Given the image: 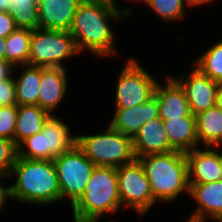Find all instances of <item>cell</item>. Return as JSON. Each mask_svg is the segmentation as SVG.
<instances>
[{
    "instance_id": "6da1fadb",
    "label": "cell",
    "mask_w": 222,
    "mask_h": 222,
    "mask_svg": "<svg viewBox=\"0 0 222 222\" xmlns=\"http://www.w3.org/2000/svg\"><path fill=\"white\" fill-rule=\"evenodd\" d=\"M132 8H117L112 3L83 0L69 29L79 53L87 51L95 58L99 56L105 59L118 56L120 52L115 42L116 33L111 24L131 17Z\"/></svg>"
},
{
    "instance_id": "7a4b0ae2",
    "label": "cell",
    "mask_w": 222,
    "mask_h": 222,
    "mask_svg": "<svg viewBox=\"0 0 222 222\" xmlns=\"http://www.w3.org/2000/svg\"><path fill=\"white\" fill-rule=\"evenodd\" d=\"M14 183L6 186L7 201L22 204L49 206L61 203V192L53 160L17 157L7 180Z\"/></svg>"
},
{
    "instance_id": "3957f363",
    "label": "cell",
    "mask_w": 222,
    "mask_h": 222,
    "mask_svg": "<svg viewBox=\"0 0 222 222\" xmlns=\"http://www.w3.org/2000/svg\"><path fill=\"white\" fill-rule=\"evenodd\" d=\"M138 159L149 180L151 193L158 203L170 204L185 192L189 197L188 162L184 152L147 154Z\"/></svg>"
},
{
    "instance_id": "277c9868",
    "label": "cell",
    "mask_w": 222,
    "mask_h": 222,
    "mask_svg": "<svg viewBox=\"0 0 222 222\" xmlns=\"http://www.w3.org/2000/svg\"><path fill=\"white\" fill-rule=\"evenodd\" d=\"M116 168L95 166L85 191L71 207L73 222H100L121 210Z\"/></svg>"
},
{
    "instance_id": "5b68a950",
    "label": "cell",
    "mask_w": 222,
    "mask_h": 222,
    "mask_svg": "<svg viewBox=\"0 0 222 222\" xmlns=\"http://www.w3.org/2000/svg\"><path fill=\"white\" fill-rule=\"evenodd\" d=\"M76 145L95 166L118 168L136 159L133 138L110 125L101 133L76 135Z\"/></svg>"
},
{
    "instance_id": "8992f818",
    "label": "cell",
    "mask_w": 222,
    "mask_h": 222,
    "mask_svg": "<svg viewBox=\"0 0 222 222\" xmlns=\"http://www.w3.org/2000/svg\"><path fill=\"white\" fill-rule=\"evenodd\" d=\"M69 31L38 28L32 32L28 64L41 67H63L66 60L79 55Z\"/></svg>"
},
{
    "instance_id": "52a82bcc",
    "label": "cell",
    "mask_w": 222,
    "mask_h": 222,
    "mask_svg": "<svg viewBox=\"0 0 222 222\" xmlns=\"http://www.w3.org/2000/svg\"><path fill=\"white\" fill-rule=\"evenodd\" d=\"M118 74L115 87L114 109H125L144 104L154 96L158 79L152 76L142 64L128 57Z\"/></svg>"
},
{
    "instance_id": "ba28073f",
    "label": "cell",
    "mask_w": 222,
    "mask_h": 222,
    "mask_svg": "<svg viewBox=\"0 0 222 222\" xmlns=\"http://www.w3.org/2000/svg\"><path fill=\"white\" fill-rule=\"evenodd\" d=\"M53 163L58 176L61 202L68 200L72 207L84 193L95 165L76 144L55 157Z\"/></svg>"
},
{
    "instance_id": "9c48e42d",
    "label": "cell",
    "mask_w": 222,
    "mask_h": 222,
    "mask_svg": "<svg viewBox=\"0 0 222 222\" xmlns=\"http://www.w3.org/2000/svg\"><path fill=\"white\" fill-rule=\"evenodd\" d=\"M118 189L123 210H132L141 218L158 202L150 190V183L139 159L116 168Z\"/></svg>"
},
{
    "instance_id": "30bf717a",
    "label": "cell",
    "mask_w": 222,
    "mask_h": 222,
    "mask_svg": "<svg viewBox=\"0 0 222 222\" xmlns=\"http://www.w3.org/2000/svg\"><path fill=\"white\" fill-rule=\"evenodd\" d=\"M172 77L183 88L193 115L216 105L218 82L203 74L194 65L188 74L186 72L178 77Z\"/></svg>"
},
{
    "instance_id": "8fae6325",
    "label": "cell",
    "mask_w": 222,
    "mask_h": 222,
    "mask_svg": "<svg viewBox=\"0 0 222 222\" xmlns=\"http://www.w3.org/2000/svg\"><path fill=\"white\" fill-rule=\"evenodd\" d=\"M189 185V196L197 205L186 222H222V180Z\"/></svg>"
},
{
    "instance_id": "7c38bea8",
    "label": "cell",
    "mask_w": 222,
    "mask_h": 222,
    "mask_svg": "<svg viewBox=\"0 0 222 222\" xmlns=\"http://www.w3.org/2000/svg\"><path fill=\"white\" fill-rule=\"evenodd\" d=\"M67 68L63 67H41L40 86L38 95V106L49 112L51 115L59 107L68 92Z\"/></svg>"
},
{
    "instance_id": "4fadbf2b",
    "label": "cell",
    "mask_w": 222,
    "mask_h": 222,
    "mask_svg": "<svg viewBox=\"0 0 222 222\" xmlns=\"http://www.w3.org/2000/svg\"><path fill=\"white\" fill-rule=\"evenodd\" d=\"M189 183H209L220 180L222 151L200 146L185 153Z\"/></svg>"
},
{
    "instance_id": "5bb4252c",
    "label": "cell",
    "mask_w": 222,
    "mask_h": 222,
    "mask_svg": "<svg viewBox=\"0 0 222 222\" xmlns=\"http://www.w3.org/2000/svg\"><path fill=\"white\" fill-rule=\"evenodd\" d=\"M164 84L156 85L154 96L159 105V117L162 121L185 116H195L191 113L185 92L180 84L171 76H165Z\"/></svg>"
},
{
    "instance_id": "9a60e30c",
    "label": "cell",
    "mask_w": 222,
    "mask_h": 222,
    "mask_svg": "<svg viewBox=\"0 0 222 222\" xmlns=\"http://www.w3.org/2000/svg\"><path fill=\"white\" fill-rule=\"evenodd\" d=\"M83 0H39V28L69 31L74 14Z\"/></svg>"
},
{
    "instance_id": "2e32d148",
    "label": "cell",
    "mask_w": 222,
    "mask_h": 222,
    "mask_svg": "<svg viewBox=\"0 0 222 222\" xmlns=\"http://www.w3.org/2000/svg\"><path fill=\"white\" fill-rule=\"evenodd\" d=\"M108 124L118 132L133 138L148 120L159 117V105L155 96L144 104L125 109H114Z\"/></svg>"
},
{
    "instance_id": "e0dca14e",
    "label": "cell",
    "mask_w": 222,
    "mask_h": 222,
    "mask_svg": "<svg viewBox=\"0 0 222 222\" xmlns=\"http://www.w3.org/2000/svg\"><path fill=\"white\" fill-rule=\"evenodd\" d=\"M133 149L136 158L147 154L175 151L169 143L160 117L148 120L133 137Z\"/></svg>"
},
{
    "instance_id": "ac0fdd59",
    "label": "cell",
    "mask_w": 222,
    "mask_h": 222,
    "mask_svg": "<svg viewBox=\"0 0 222 222\" xmlns=\"http://www.w3.org/2000/svg\"><path fill=\"white\" fill-rule=\"evenodd\" d=\"M42 133H44L46 160H53L76 144V134L72 135L70 125L57 114L49 117Z\"/></svg>"
},
{
    "instance_id": "d6986e66",
    "label": "cell",
    "mask_w": 222,
    "mask_h": 222,
    "mask_svg": "<svg viewBox=\"0 0 222 222\" xmlns=\"http://www.w3.org/2000/svg\"><path fill=\"white\" fill-rule=\"evenodd\" d=\"M170 146L184 153L200 147L196 133L195 116L179 117L163 121Z\"/></svg>"
},
{
    "instance_id": "ffe728a7",
    "label": "cell",
    "mask_w": 222,
    "mask_h": 222,
    "mask_svg": "<svg viewBox=\"0 0 222 222\" xmlns=\"http://www.w3.org/2000/svg\"><path fill=\"white\" fill-rule=\"evenodd\" d=\"M15 70H22L17 78L15 75L19 71L16 73ZM13 73L16 105H38L40 66L29 64L15 66Z\"/></svg>"
},
{
    "instance_id": "44dd1931",
    "label": "cell",
    "mask_w": 222,
    "mask_h": 222,
    "mask_svg": "<svg viewBox=\"0 0 222 222\" xmlns=\"http://www.w3.org/2000/svg\"><path fill=\"white\" fill-rule=\"evenodd\" d=\"M51 114L38 105L17 106L14 142L17 146L28 137L42 131Z\"/></svg>"
},
{
    "instance_id": "7402d4cb",
    "label": "cell",
    "mask_w": 222,
    "mask_h": 222,
    "mask_svg": "<svg viewBox=\"0 0 222 222\" xmlns=\"http://www.w3.org/2000/svg\"><path fill=\"white\" fill-rule=\"evenodd\" d=\"M199 146H210L222 130V109L211 107L195 115Z\"/></svg>"
},
{
    "instance_id": "603a6c76",
    "label": "cell",
    "mask_w": 222,
    "mask_h": 222,
    "mask_svg": "<svg viewBox=\"0 0 222 222\" xmlns=\"http://www.w3.org/2000/svg\"><path fill=\"white\" fill-rule=\"evenodd\" d=\"M32 32L30 29L17 28L5 38V61L14 67L28 64Z\"/></svg>"
},
{
    "instance_id": "cb8c5ba5",
    "label": "cell",
    "mask_w": 222,
    "mask_h": 222,
    "mask_svg": "<svg viewBox=\"0 0 222 222\" xmlns=\"http://www.w3.org/2000/svg\"><path fill=\"white\" fill-rule=\"evenodd\" d=\"M39 0H7V12L17 28L36 30L39 28Z\"/></svg>"
},
{
    "instance_id": "d4e9b609",
    "label": "cell",
    "mask_w": 222,
    "mask_h": 222,
    "mask_svg": "<svg viewBox=\"0 0 222 222\" xmlns=\"http://www.w3.org/2000/svg\"><path fill=\"white\" fill-rule=\"evenodd\" d=\"M205 50L192 64L213 81L222 82V39Z\"/></svg>"
},
{
    "instance_id": "484cf974",
    "label": "cell",
    "mask_w": 222,
    "mask_h": 222,
    "mask_svg": "<svg viewBox=\"0 0 222 222\" xmlns=\"http://www.w3.org/2000/svg\"><path fill=\"white\" fill-rule=\"evenodd\" d=\"M143 4L165 23L184 21L187 17L185 0H146Z\"/></svg>"
},
{
    "instance_id": "4316f807",
    "label": "cell",
    "mask_w": 222,
    "mask_h": 222,
    "mask_svg": "<svg viewBox=\"0 0 222 222\" xmlns=\"http://www.w3.org/2000/svg\"><path fill=\"white\" fill-rule=\"evenodd\" d=\"M17 147L19 157L46 160L44 133L42 131L23 140Z\"/></svg>"
},
{
    "instance_id": "83f0119b",
    "label": "cell",
    "mask_w": 222,
    "mask_h": 222,
    "mask_svg": "<svg viewBox=\"0 0 222 222\" xmlns=\"http://www.w3.org/2000/svg\"><path fill=\"white\" fill-rule=\"evenodd\" d=\"M17 157V144L10 139L0 137V176L7 179Z\"/></svg>"
},
{
    "instance_id": "f1b7e54d",
    "label": "cell",
    "mask_w": 222,
    "mask_h": 222,
    "mask_svg": "<svg viewBox=\"0 0 222 222\" xmlns=\"http://www.w3.org/2000/svg\"><path fill=\"white\" fill-rule=\"evenodd\" d=\"M17 105L0 107V137L14 141Z\"/></svg>"
},
{
    "instance_id": "f546056e",
    "label": "cell",
    "mask_w": 222,
    "mask_h": 222,
    "mask_svg": "<svg viewBox=\"0 0 222 222\" xmlns=\"http://www.w3.org/2000/svg\"><path fill=\"white\" fill-rule=\"evenodd\" d=\"M16 105L15 81L13 76L8 80H0V107Z\"/></svg>"
},
{
    "instance_id": "4dcf8cb0",
    "label": "cell",
    "mask_w": 222,
    "mask_h": 222,
    "mask_svg": "<svg viewBox=\"0 0 222 222\" xmlns=\"http://www.w3.org/2000/svg\"><path fill=\"white\" fill-rule=\"evenodd\" d=\"M17 29L9 12H0V37L6 38Z\"/></svg>"
},
{
    "instance_id": "1f68e13d",
    "label": "cell",
    "mask_w": 222,
    "mask_h": 222,
    "mask_svg": "<svg viewBox=\"0 0 222 222\" xmlns=\"http://www.w3.org/2000/svg\"><path fill=\"white\" fill-rule=\"evenodd\" d=\"M14 66L5 60H0V80H8L13 76Z\"/></svg>"
},
{
    "instance_id": "d6a6232c",
    "label": "cell",
    "mask_w": 222,
    "mask_h": 222,
    "mask_svg": "<svg viewBox=\"0 0 222 222\" xmlns=\"http://www.w3.org/2000/svg\"><path fill=\"white\" fill-rule=\"evenodd\" d=\"M0 180H2V182H3V180H5V178L4 177H2V176H0ZM1 181H0V212L2 211V209L4 208V207H6L5 205V203H6V201H7V196H6V186H5V184L4 183H2ZM2 184H4V185H2Z\"/></svg>"
},
{
    "instance_id": "836d02e7",
    "label": "cell",
    "mask_w": 222,
    "mask_h": 222,
    "mask_svg": "<svg viewBox=\"0 0 222 222\" xmlns=\"http://www.w3.org/2000/svg\"><path fill=\"white\" fill-rule=\"evenodd\" d=\"M187 3V7H198L202 5H211L213 1L215 2L216 0H185Z\"/></svg>"
},
{
    "instance_id": "e575fe53",
    "label": "cell",
    "mask_w": 222,
    "mask_h": 222,
    "mask_svg": "<svg viewBox=\"0 0 222 222\" xmlns=\"http://www.w3.org/2000/svg\"><path fill=\"white\" fill-rule=\"evenodd\" d=\"M216 106L222 109V82L218 83L216 92Z\"/></svg>"
},
{
    "instance_id": "d590c367",
    "label": "cell",
    "mask_w": 222,
    "mask_h": 222,
    "mask_svg": "<svg viewBox=\"0 0 222 222\" xmlns=\"http://www.w3.org/2000/svg\"><path fill=\"white\" fill-rule=\"evenodd\" d=\"M209 147L222 151V130L218 138Z\"/></svg>"
},
{
    "instance_id": "8d00e7d4",
    "label": "cell",
    "mask_w": 222,
    "mask_h": 222,
    "mask_svg": "<svg viewBox=\"0 0 222 222\" xmlns=\"http://www.w3.org/2000/svg\"><path fill=\"white\" fill-rule=\"evenodd\" d=\"M4 42L5 38L0 37V60H5Z\"/></svg>"
},
{
    "instance_id": "74e56055",
    "label": "cell",
    "mask_w": 222,
    "mask_h": 222,
    "mask_svg": "<svg viewBox=\"0 0 222 222\" xmlns=\"http://www.w3.org/2000/svg\"><path fill=\"white\" fill-rule=\"evenodd\" d=\"M0 12H7V0H0Z\"/></svg>"
},
{
    "instance_id": "f35d334b",
    "label": "cell",
    "mask_w": 222,
    "mask_h": 222,
    "mask_svg": "<svg viewBox=\"0 0 222 222\" xmlns=\"http://www.w3.org/2000/svg\"><path fill=\"white\" fill-rule=\"evenodd\" d=\"M133 2H135L136 1V3H139V1H140V3L142 4V3H144L146 0H132ZM131 0H130V2H132ZM120 2L118 1V0H114V5L117 7V8H120L119 7V4Z\"/></svg>"
},
{
    "instance_id": "ab89813d",
    "label": "cell",
    "mask_w": 222,
    "mask_h": 222,
    "mask_svg": "<svg viewBox=\"0 0 222 222\" xmlns=\"http://www.w3.org/2000/svg\"><path fill=\"white\" fill-rule=\"evenodd\" d=\"M90 1H102V2H107V3L114 4V0H90Z\"/></svg>"
},
{
    "instance_id": "60d3db41",
    "label": "cell",
    "mask_w": 222,
    "mask_h": 222,
    "mask_svg": "<svg viewBox=\"0 0 222 222\" xmlns=\"http://www.w3.org/2000/svg\"><path fill=\"white\" fill-rule=\"evenodd\" d=\"M103 222H115V221H112V220H111V221H110V220L107 221V220H106V221H103Z\"/></svg>"
}]
</instances>
